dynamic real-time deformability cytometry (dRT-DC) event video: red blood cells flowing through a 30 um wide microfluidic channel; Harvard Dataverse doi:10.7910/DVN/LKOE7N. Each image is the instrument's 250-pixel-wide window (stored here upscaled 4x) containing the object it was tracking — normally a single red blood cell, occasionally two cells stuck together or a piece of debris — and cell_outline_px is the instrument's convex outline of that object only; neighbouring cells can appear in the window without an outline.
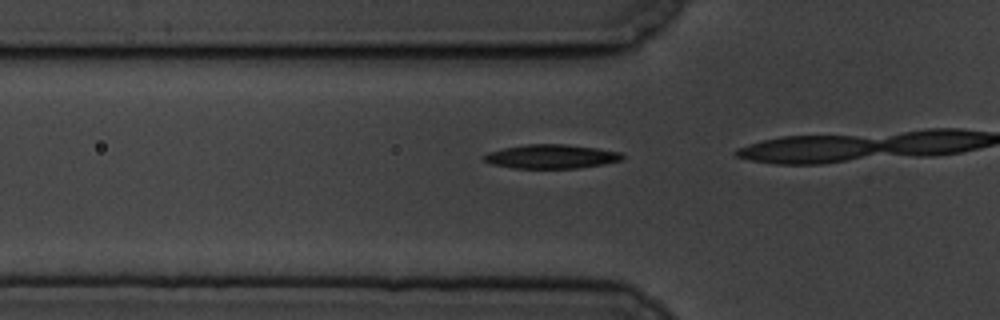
{"species": "common noctule bat (a hibernating species)", "species_latin": "Nyctalus noctula", "temperature_condition": "cold", "stored_images_in_passage": 17, "camera_frame_rate_fps": 3000, "um_per_image_px": 0.085, "animal": {"sex": "male", "body_mass_g": 19.5, "forearm_length_mm": 54.6}, "frame": {"image": 1, "passage_image": 15, "time_ms": 4.667, "image_size_px": [1000, 320], "cell_outline_px": [[624, 160], [604, 164], [580, 168], [512, 168], [492, 164], [484, 160], [480, 156], [488, 152], [504, 148], [528, 144], [564, 144], [596, 148], [624, 152]], "centroid_in_image_um": [46.89, 13.3], "position_along_channel_um": 78.9, "area_um2": 19.54}}